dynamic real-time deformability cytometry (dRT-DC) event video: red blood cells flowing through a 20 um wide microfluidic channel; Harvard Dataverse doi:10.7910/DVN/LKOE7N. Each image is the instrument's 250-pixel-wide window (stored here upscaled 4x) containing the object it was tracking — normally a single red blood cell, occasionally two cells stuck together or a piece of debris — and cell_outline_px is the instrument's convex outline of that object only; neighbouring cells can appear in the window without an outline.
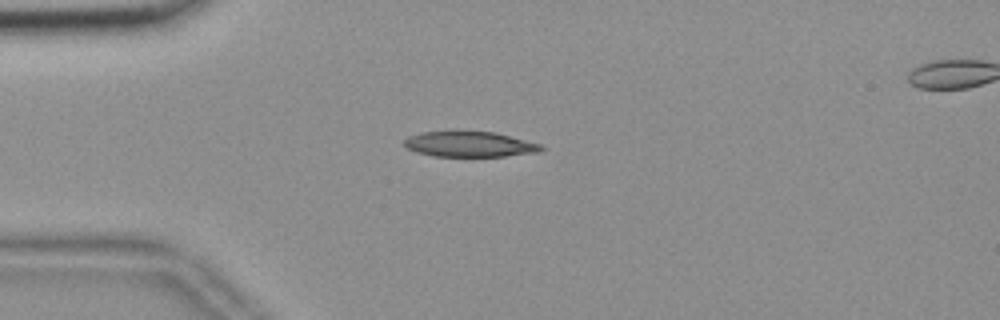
{"species": "common noctule bat (a hibernating species)", "species_latin": "Nyctalus noctula", "temperature_condition": "room temperature", "stored_images_in_passage": 43, "camera_frame_rate_fps": 3000, "um_per_image_px": 0.085, "animal": {"sex": "female", "body_mass_g": 18.4}, "frame": {"image": 1, "passage_image": 2, "time_ms": 0.333, "image_size_px": [1000, 320], "cell_outline_px": [[544, 148], [536, 152], [504, 156], [432, 156], [416, 152], [408, 148], [404, 144], [404, 140], [408, 136], [424, 132], [452, 128], [456, 128], [496, 132], [540, 144]], "centroid_in_image_um": [39.84, 12.2], "position_along_channel_um": 45.2, "area_um2": 20.98}}
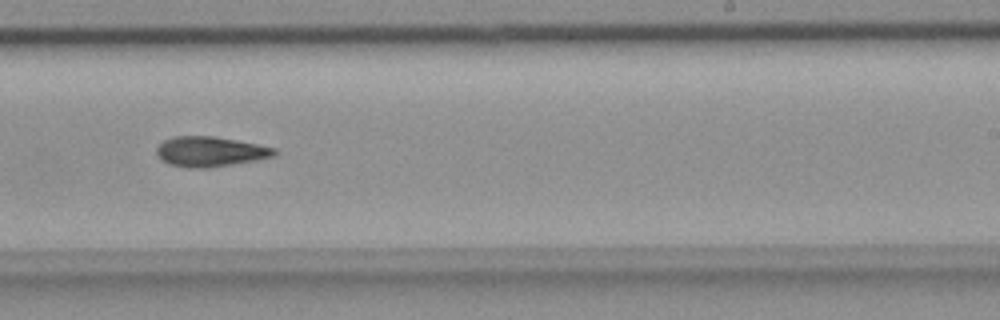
{"frame": {"image": 2, "passage_image": 22, "time_ms": 7.0, "image_size_px": [1000, 320], "cell_outline_px": [[276, 156], [256, 160], [208, 168], [192, 168], [168, 164], [156, 152], [156, 148], [164, 140], [176, 136], [212, 136], [236, 140], [276, 148]], "centroid_in_image_um": [17.88, 12.89], "position_along_channel_um": 271.1, "area_um2": 20.4}}
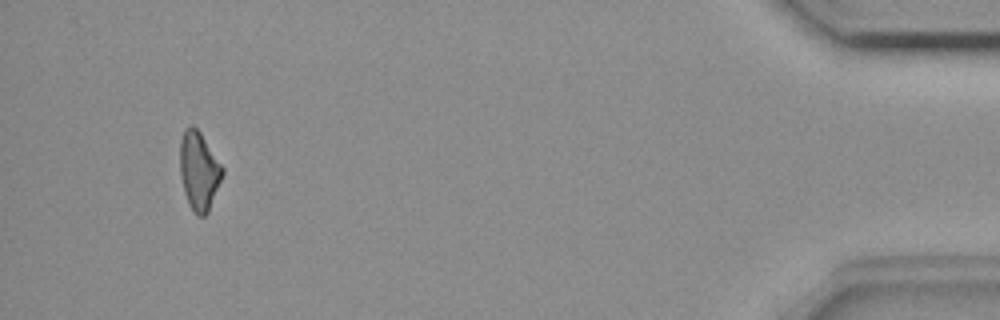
{"frame": {"image": 3, "passage_image": 40, "time_ms": 13.0, "image_size_px": [1000, 320], "cell_outline_px": [[224, 172], [208, 212], [204, 216], [196, 216], [188, 204], [184, 192], [180, 176], [180, 140], [184, 128], [192, 124], [200, 132], [224, 168]], "centroid_in_image_um": [16.89, 14.52], "position_along_channel_um": 418.3, "area_um2": 19.48}, "authors_computed_cell_mechanics": {"area_um2": 20.0566, "velocity_mm_per_s": 3.6735, "shape_relaxation_time_tau1_ms": 11.0118, "shape_relaxation_time_tau2_ms": null, "deformation_change_tau1": 0.2083, "deformation_change_tau2": null}}